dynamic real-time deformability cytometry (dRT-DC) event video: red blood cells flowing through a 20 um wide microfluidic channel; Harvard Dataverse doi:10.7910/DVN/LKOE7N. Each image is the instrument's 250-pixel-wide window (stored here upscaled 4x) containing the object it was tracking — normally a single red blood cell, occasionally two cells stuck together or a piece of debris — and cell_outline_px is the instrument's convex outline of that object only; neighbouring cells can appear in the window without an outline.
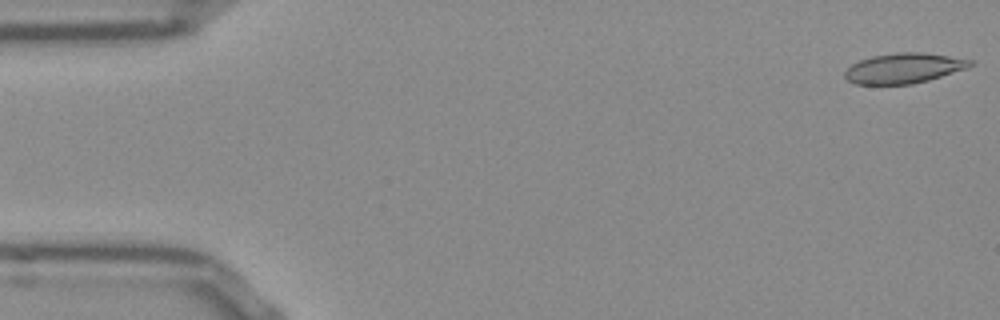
{"species": "Egyptian fruit bat (a non-hibernating species)", "species_latin": "Rousettus aegyptiacus", "temperature_condition": "room temperature", "stored_images_in_passage": 52, "camera_frame_rate_fps": 3000, "um_per_image_px": 0.085, "frame": {"image": 1, "passage_image": 1, "time_ms": 0.0, "image_size_px": [1000, 320], "cell_outline_px": [[972, 64], [968, 68], [928, 80], [912, 84], [856, 84], [848, 80], [844, 76], [844, 72], [852, 64], [860, 60], [872, 56], [896, 52], [924, 52], [972, 60]], "centroid_in_image_um": [76.81, 5.79], "position_along_channel_um": 8.2, "area_um2": 21.91}}
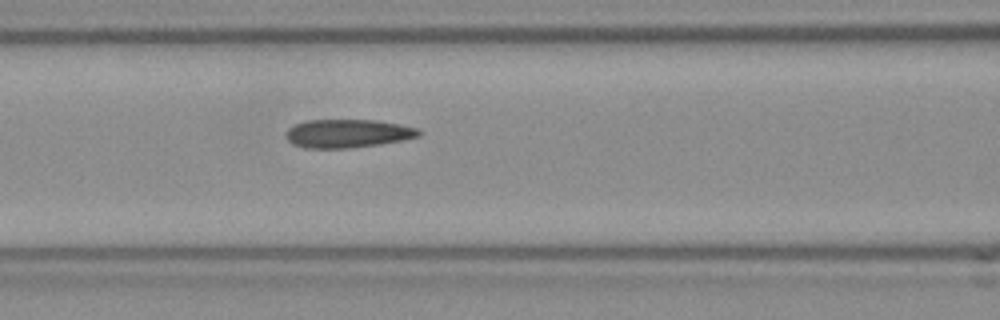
{"frame": {"image": 2, "passage_image": 21, "time_ms": 6.667, "image_size_px": [1000, 320], "cell_outline_px": [[420, 136], [404, 140], [380, 144], [348, 148], [304, 148], [292, 144], [284, 136], [284, 132], [292, 124], [304, 120], [376, 120], [400, 124], [416, 128], [420, 132]], "centroid_in_image_um": [29.48, 11.34], "position_along_channel_um": 137.1, "area_um2": 22.25}}
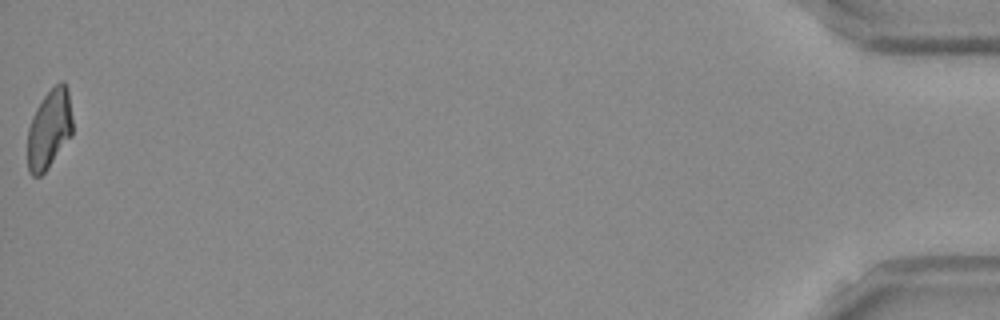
{"frame": {"image": 3, "passage_image": 52, "time_ms": 17.0, "image_size_px": [1000, 320], "cell_outline_px": [[72, 136], [48, 168], [40, 176], [32, 176], [28, 172], [28, 128], [32, 116], [36, 108], [44, 96], [60, 80], [64, 80], [68, 88], [72, 116]], "centroid_in_image_um": [4.2, 10.96], "position_along_channel_um": 431.0, "area_um2": 20.98}, "authors_computed_cell_mechanics": {"area_um2": 22.1085, "velocity_mm_per_s": 3.8554, "shape_relaxation_time_tau1_ms": null, "shape_relaxation_time_tau2_ms": 2.9207, "deformation_change_tau1": null, "deformation_change_tau2": 0.0973}}